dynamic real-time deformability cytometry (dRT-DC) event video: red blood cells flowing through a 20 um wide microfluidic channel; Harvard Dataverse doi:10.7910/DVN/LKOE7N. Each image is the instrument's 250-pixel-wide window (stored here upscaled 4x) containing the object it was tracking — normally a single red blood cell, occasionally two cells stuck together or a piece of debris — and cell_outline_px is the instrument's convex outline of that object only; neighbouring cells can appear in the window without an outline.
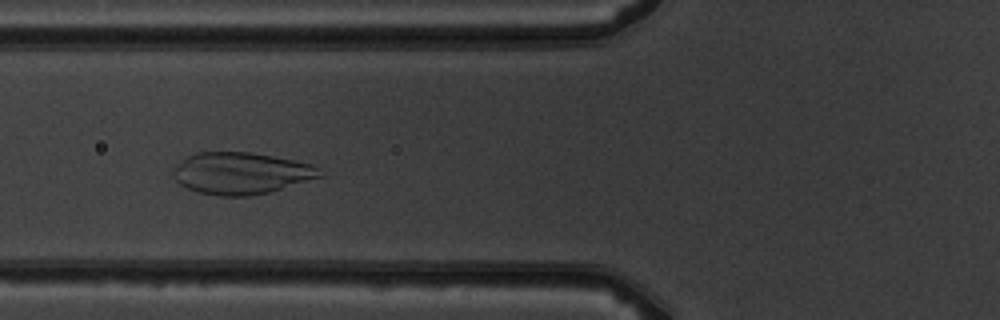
{"species": "common noctule bat (a hibernating species)", "species_latin": "Nyctalus noctula", "temperature_condition": "warm", "stored_images_in_passage": 7, "camera_frame_rate_fps": 3000, "um_per_image_px": 0.085, "animal": {"sex": "male", "body_mass_g": 19.5, "forearm_length_mm": 54.6}, "frame": {"image": 1, "passage_image": 5, "time_ms": 4.667, "image_size_px": [1000, 320], "cell_outline_px": [[324, 176], [268, 192], [248, 196], [220, 196], [196, 192], [180, 184], [172, 176], [172, 168], [184, 156], [196, 152], [248, 152], [272, 156], [312, 164]], "centroid_in_image_um": [20.41, 14.72], "position_along_channel_um": 105.4, "area_um2": 35.72}}